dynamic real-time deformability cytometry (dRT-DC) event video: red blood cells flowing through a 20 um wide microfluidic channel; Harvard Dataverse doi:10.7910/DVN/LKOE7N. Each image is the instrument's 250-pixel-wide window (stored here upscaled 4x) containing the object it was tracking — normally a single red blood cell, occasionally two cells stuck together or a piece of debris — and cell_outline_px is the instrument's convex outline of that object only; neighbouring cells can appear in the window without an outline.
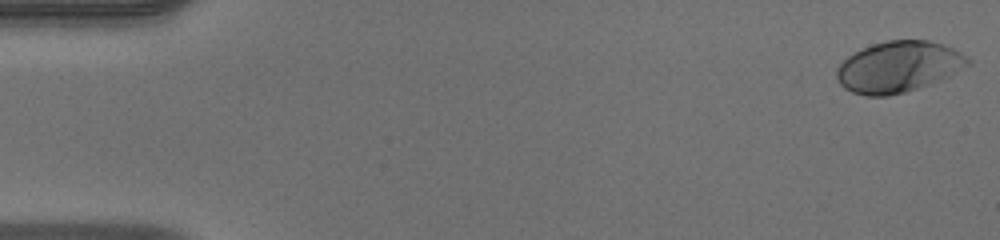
{"species": "human", "species_latin": "Homo sapiens", "temperature_condition": "warm", "stored_images_in_passage": 50, "camera_frame_rate_fps": 3000, "um_per_image_px": 0.085, "donor": {"sex": "male"}, "frame": {"image": 1, "passage_image": 1, "time_ms": 0.0, "image_size_px": [1000, 240], "cell_outline_px": [[972, 64], [940, 80], [904, 92], [888, 96], [864, 96], [852, 92], [844, 88], [840, 84], [836, 76], [836, 68], [848, 56], [872, 44], [888, 40], [928, 40], [944, 44], [960, 52], [972, 60]], "centroid_in_image_um": [76.38, 5.68], "position_along_channel_um": 8.6, "area_um2": 38.96}}
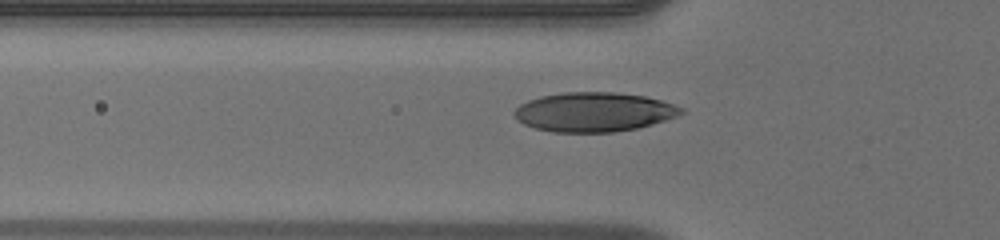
{"frame": {"image": 2, "passage_image": 17, "time_ms": 5.333, "image_size_px": [1000, 240], "cell_outline_px": [[684, 112], [676, 116], [652, 124], [636, 128], [612, 132], [552, 132], [536, 128], [524, 124], [516, 120], [512, 112], [520, 104], [528, 100], [540, 96], [564, 92], [616, 92], [644, 96], [660, 100], [684, 108]], "centroid_in_image_um": [50.44, 9.51], "position_along_channel_um": 75.4, "area_um2": 38.21}}
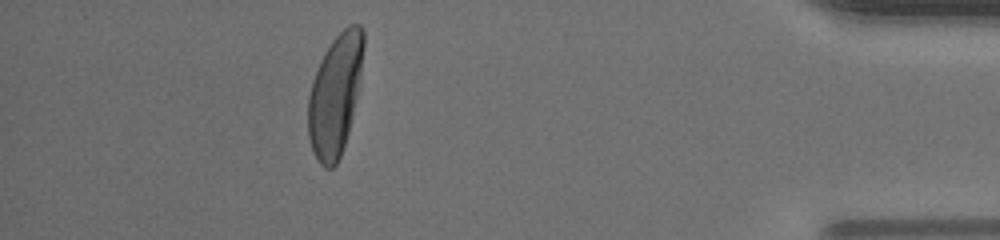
{"frame": {"image": 3, "passage_image": 45, "time_ms": 14.667, "image_size_px": [1000, 240], "cell_outline_px": [[364, 44], [360, 76], [352, 116], [348, 132], [340, 156], [336, 164], [332, 168], [324, 168], [320, 164], [312, 152], [308, 136], [308, 96], [312, 80], [320, 60], [324, 52], [332, 40], [348, 24], [360, 24], [364, 32]], "centroid_in_image_um": [28.46, 8.06], "position_along_channel_um": 406.7, "area_um2": 38.96}, "authors_computed_cell_mechanics": {"area_um2": 38.2058, "velocity_mm_per_s": 4.0822, "shape_relaxation_time_tau1_ms": 2.5506, "shape_relaxation_time_tau2_ms": null, "deformation_change_tau1": 0.1895, "deformation_change_tau2": null}}